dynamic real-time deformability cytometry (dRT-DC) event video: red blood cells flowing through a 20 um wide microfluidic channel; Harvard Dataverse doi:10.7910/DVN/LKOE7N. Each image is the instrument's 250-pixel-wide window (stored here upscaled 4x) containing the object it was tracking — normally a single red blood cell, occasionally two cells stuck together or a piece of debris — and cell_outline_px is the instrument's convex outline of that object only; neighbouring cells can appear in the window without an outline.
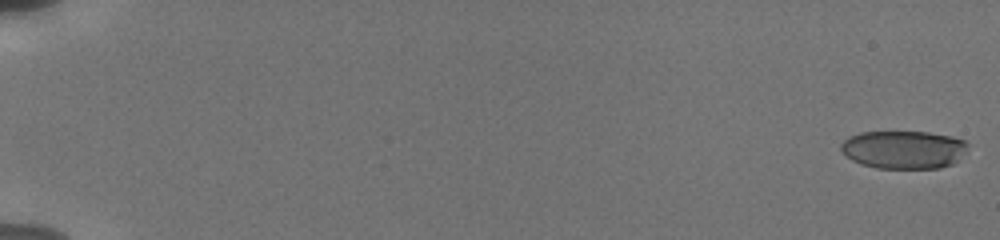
{"species": "human", "species_latin": "Homo sapiens", "temperature_condition": "cold", "stored_images_in_passage": 7, "camera_frame_rate_fps": 3000, "um_per_image_px": 0.085, "donor": {"sex": "male"}, "frame": {"image": 1, "passage_image": 1, "time_ms": 0.0, "image_size_px": [1000, 240], "cell_outline_px": [[968, 152], [952, 164], [940, 168], [876, 168], [860, 164], [852, 160], [840, 148], [840, 144], [848, 136], [860, 132], [928, 132], [952, 136], [964, 140], [968, 144]], "centroid_in_image_um": [76.84, 12.71], "position_along_channel_um": 8.2, "area_um2": 28.38}}
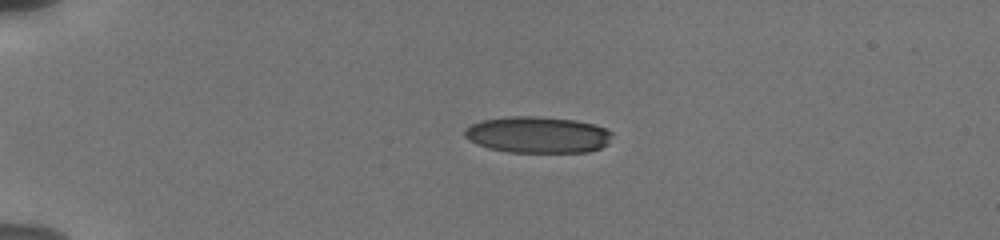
{"frame": {"image": 2, "passage_image": 5, "time_ms": 4.667, "image_size_px": [1000, 240], "cell_outline_px": [[612, 132], [608, 144], [600, 148], [588, 152], [508, 152], [488, 148], [476, 144], [468, 140], [464, 136], [464, 128], [480, 120], [504, 116], [536, 116], [576, 120], [596, 124]], "centroid_in_image_um": [45.67, 11.45], "position_along_channel_um": 39.3, "area_um2": 31.67}}
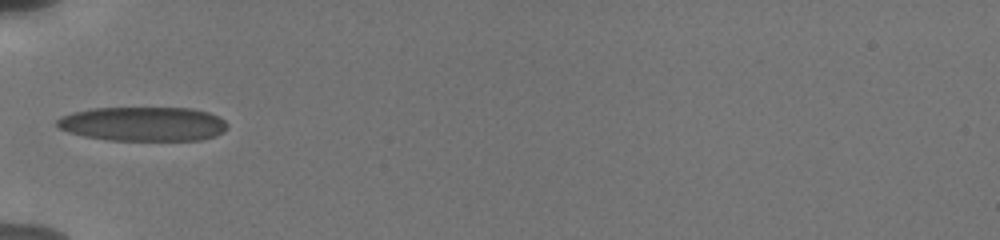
{"frame": {"image": 3, "passage_image": 7, "time_ms": 7.0, "image_size_px": [1000, 240], "cell_outline_px": [[228, 128], [224, 132], [216, 136], [200, 140], [108, 140], [84, 136], [68, 132], [60, 128], [56, 124], [56, 120], [60, 116], [72, 112], [92, 108], [192, 108], [208, 112], [224, 120], [228, 124]], "centroid_in_image_um": [12.17, 10.53], "position_along_channel_um": 72.8, "area_um2": 34.22}}